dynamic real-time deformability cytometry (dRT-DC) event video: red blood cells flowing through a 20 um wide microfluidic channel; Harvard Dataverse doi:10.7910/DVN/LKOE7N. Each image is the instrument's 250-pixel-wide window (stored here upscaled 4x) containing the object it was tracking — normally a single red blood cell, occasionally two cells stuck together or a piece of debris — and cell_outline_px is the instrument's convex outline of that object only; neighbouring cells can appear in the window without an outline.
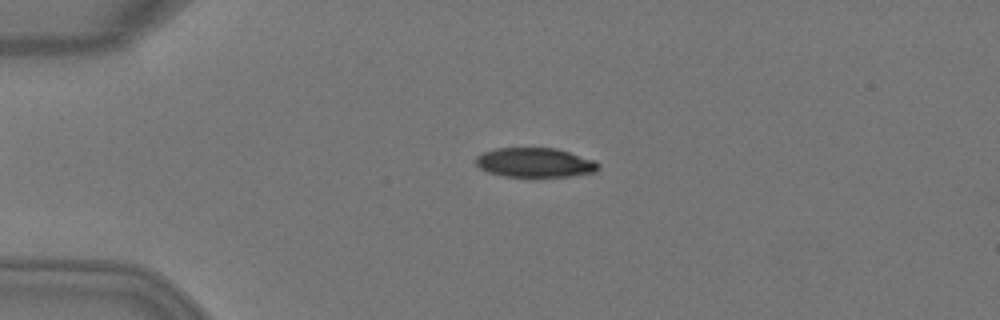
{"species": "Egyptian fruit bat (a non-hibernating species)", "species_latin": "Rousettus aegyptiacus", "temperature_condition": "warm", "stored_images_in_passage": 6, "camera_frame_rate_fps": 3000, "um_per_image_px": 0.085, "animal": {"sex": "female"}, "frame": {"image": 1, "passage_image": 3, "time_ms": 0.667, "image_size_px": [1000, 320], "cell_outline_px": [[600, 168], [596, 172], [568, 176], [532, 180], [504, 176], [488, 172], [480, 168], [476, 164], [476, 156], [484, 152], [496, 148], [556, 148], [596, 160], [600, 164]], "centroid_in_image_um": [45.5, 13.86], "position_along_channel_um": 39.5, "area_um2": 21.91}}
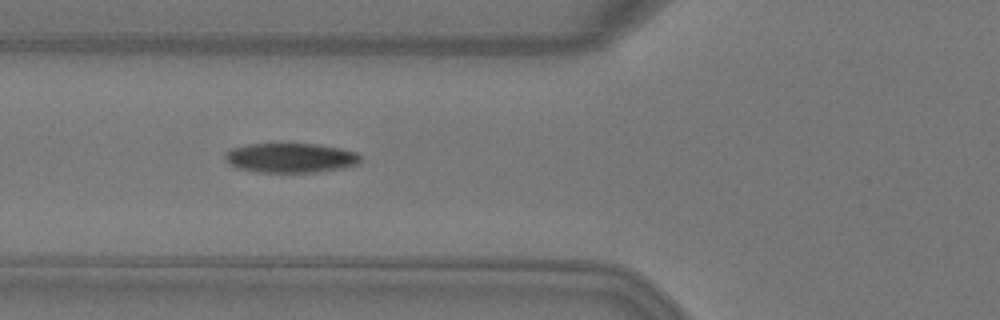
{"frame": {"image": 2, "passage_image": 5, "time_ms": 1.333, "image_size_px": [1000, 320], "cell_outline_px": [[360, 164], [344, 168], [316, 172], [256, 172], [240, 168], [228, 164], [224, 156], [232, 148], [248, 144], [316, 144], [340, 148], [356, 152], [360, 156]], "centroid_in_image_um": [24.73, 13.42], "position_along_channel_um": 101.1, "area_um2": 23.29}}